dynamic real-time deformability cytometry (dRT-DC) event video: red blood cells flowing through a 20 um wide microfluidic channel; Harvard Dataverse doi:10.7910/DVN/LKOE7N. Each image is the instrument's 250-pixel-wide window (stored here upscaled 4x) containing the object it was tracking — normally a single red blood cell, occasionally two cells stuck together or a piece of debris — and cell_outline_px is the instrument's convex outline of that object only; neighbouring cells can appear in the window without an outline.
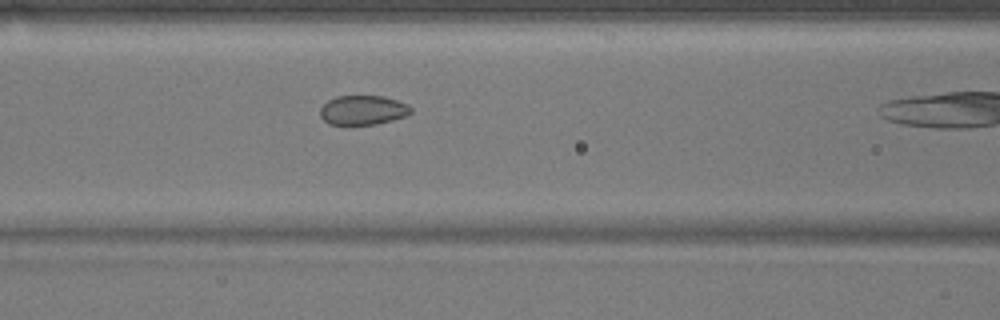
{"species": "common noctule bat (a hibernating species)", "species_latin": "Nyctalus noctula", "temperature_condition": "warm", "stored_images_in_passage": 20, "camera_frame_rate_fps": 3000, "um_per_image_px": 0.085, "animal": {"sex": "male", "body_mass_g": 17.9}, "frame": {"image": 1, "passage_image": 6, "time_ms": 1.667, "image_size_px": [1000, 320], "cell_outline_px": [[412, 112], [408, 116], [376, 124], [328, 124], [320, 116], [320, 108], [328, 100], [336, 96], [384, 96], [408, 104], [412, 108]], "centroid_in_image_um": [30.87, 9.35], "position_along_channel_um": 135.7, "area_um2": 15.61}}
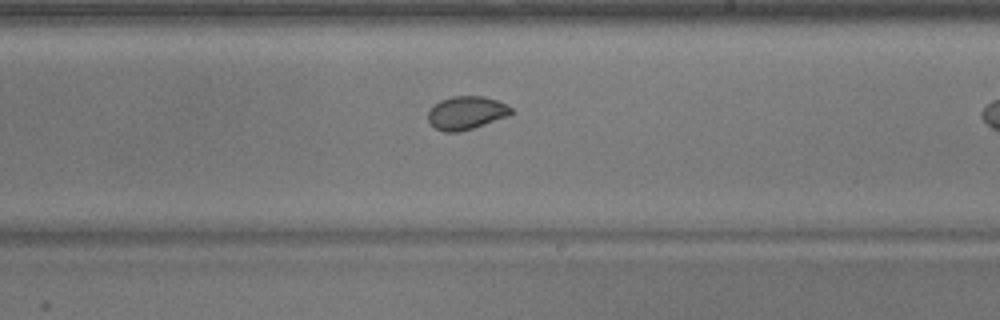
{"frame": {"image": 2, "passage_image": 15, "time_ms": 4.667, "image_size_px": [1000, 320], "cell_outline_px": [[512, 112], [508, 116], [460, 132], [444, 132], [436, 128], [428, 120], [428, 112], [440, 100], [452, 96], [484, 96], [496, 100], [512, 108]], "centroid_in_image_um": [39.63, 9.59], "position_along_channel_um": 249.4, "area_um2": 15.84}}